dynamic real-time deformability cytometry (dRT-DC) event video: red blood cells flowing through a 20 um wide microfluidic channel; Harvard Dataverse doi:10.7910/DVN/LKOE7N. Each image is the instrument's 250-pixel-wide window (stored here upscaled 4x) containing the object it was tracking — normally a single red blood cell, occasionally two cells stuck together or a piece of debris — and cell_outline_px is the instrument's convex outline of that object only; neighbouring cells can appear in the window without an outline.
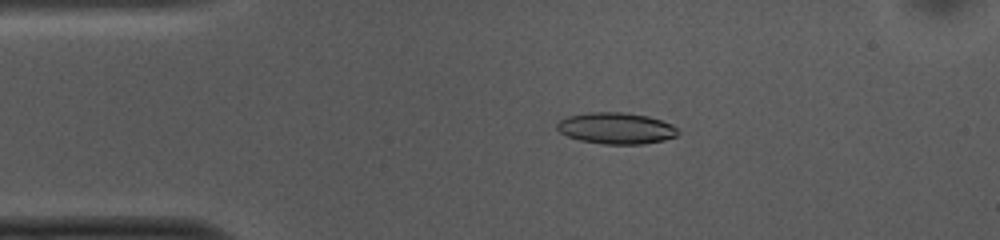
{"species": "common noctule bat (a hibernating species)", "species_latin": "Nyctalus noctula", "temperature_condition": "cold", "stored_images_in_passage": 52, "camera_frame_rate_fps": 3000, "um_per_image_px": 0.085, "animal": {"sex": "female", "body_mass_g": 10.0, "forearm_length_mm": 53.1}, "frame": {"image": 1, "passage_image": 10, "time_ms": 3.0, "image_size_px": [1000, 240], "cell_outline_px": [[680, 132], [676, 136], [664, 140], [644, 144], [604, 144], [580, 140], [568, 136], [560, 132], [556, 128], [556, 124], [560, 120], [568, 116], [588, 112], [624, 112], [648, 116], [672, 124], [680, 128]], "centroid_in_image_um": [52.4, 10.9], "position_along_channel_um": 32.6, "area_um2": 22.25}}
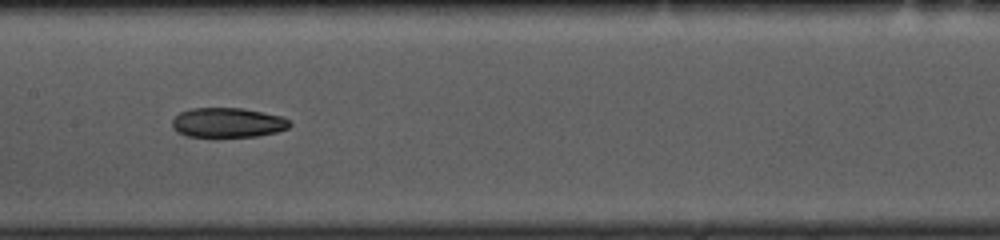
{"frame": {"image": 2, "passage_image": 25, "time_ms": 8.0, "image_size_px": [1000, 240], "cell_outline_px": [[292, 124], [288, 128], [276, 132], [256, 136], [188, 136], [176, 132], [172, 128], [172, 120], [180, 112], [192, 108], [244, 108], [280, 116], [288, 120]], "centroid_in_image_um": [19.33, 10.41], "position_along_channel_um": 188.1, "area_um2": 20.17}}
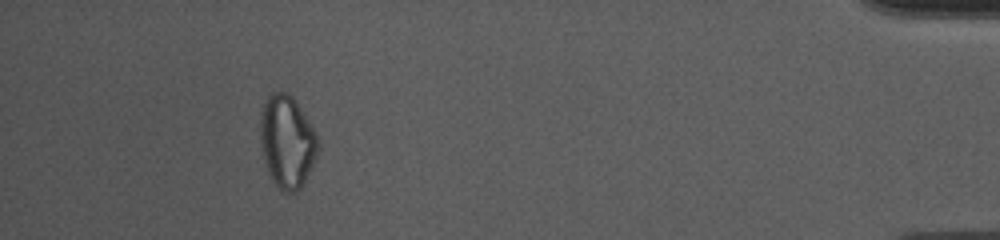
{"frame": {"image": 3, "passage_image": 48, "time_ms": 15.667, "image_size_px": [1000, 240], "cell_outline_px": [[320, 144], [312, 168], [300, 188], [296, 192], [284, 192], [272, 180], [268, 172], [260, 144], [260, 116], [264, 104], [268, 96], [272, 92], [288, 92], [292, 96], [316, 132]], "centroid_in_image_um": [24.4, 12.04], "position_along_channel_um": 410.8, "area_um2": 31.04}}